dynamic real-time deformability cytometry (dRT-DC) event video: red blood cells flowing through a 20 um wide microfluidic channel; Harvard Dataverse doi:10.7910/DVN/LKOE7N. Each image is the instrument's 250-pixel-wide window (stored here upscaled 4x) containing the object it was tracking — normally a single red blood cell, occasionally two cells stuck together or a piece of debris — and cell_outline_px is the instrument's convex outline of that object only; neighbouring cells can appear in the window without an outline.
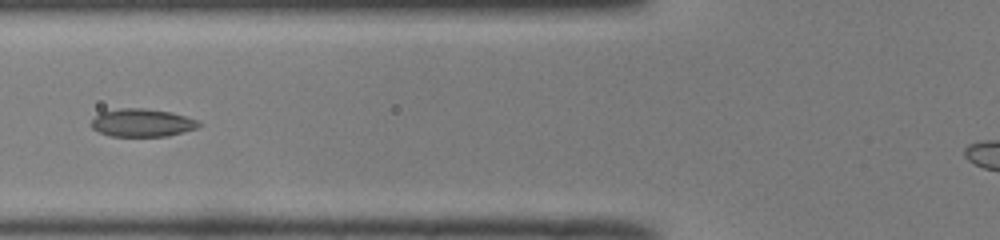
{"species": "common noctule bat (a hibernating species)", "species_latin": "Nyctalus noctula", "temperature_condition": "room temperature", "stored_images_in_passage": 20, "camera_frame_rate_fps": 3000, "um_per_image_px": 0.085, "animal": {"sex": "male", "body_mass_g": 19.0, "forearm_length_mm": 50.8}, "frame": {"image": 1, "passage_image": 6, "time_ms": 1.667, "image_size_px": [1000, 240], "cell_outline_px": [[200, 124], [196, 128], [184, 132], [168, 136], [108, 136], [92, 128], [92, 120], [100, 112], [120, 108], [144, 108], [172, 112], [200, 120]], "centroid_in_image_um": [12.1, 10.43], "position_along_channel_um": 113.7, "area_um2": 17.57}}
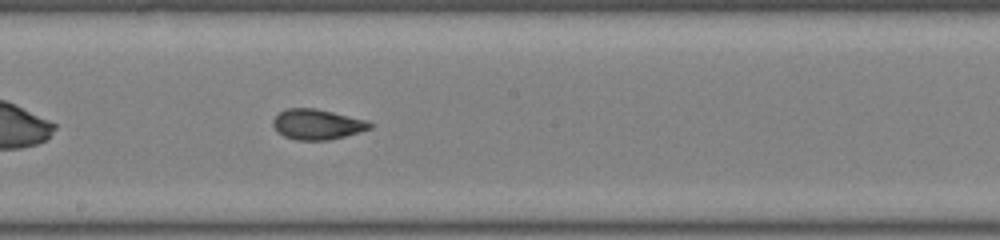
{"frame": {"image": 2, "passage_image": 14, "time_ms": 4.333, "image_size_px": [1000, 240], "cell_outline_px": [[372, 128], [344, 136], [328, 140], [296, 140], [284, 136], [276, 132], [272, 124], [272, 120], [280, 112], [288, 108], [316, 108], [368, 120], [372, 124]], "centroid_in_image_um": [26.94, 10.57], "position_along_channel_um": 221.3, "area_um2": 17.17}}
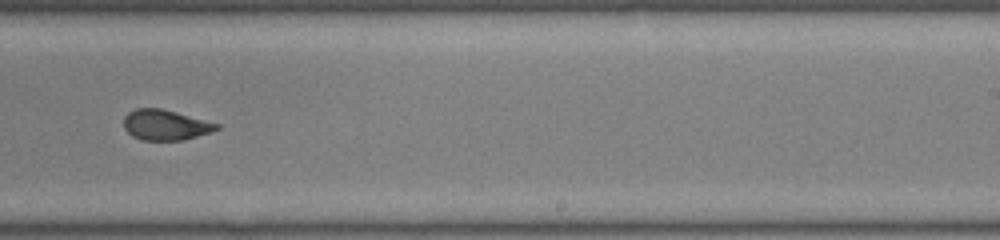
{"frame": {"image": 3, "passage_image": 18, "time_ms": 5.667, "image_size_px": [1000, 240], "cell_outline_px": [[220, 128], [212, 132], [184, 140], [140, 140], [132, 136], [124, 128], [124, 116], [128, 112], [136, 108], [160, 108], [176, 112], [220, 124]], "centroid_in_image_um": [14.06, 10.62], "position_along_channel_um": 274.9, "area_um2": 16.53}}